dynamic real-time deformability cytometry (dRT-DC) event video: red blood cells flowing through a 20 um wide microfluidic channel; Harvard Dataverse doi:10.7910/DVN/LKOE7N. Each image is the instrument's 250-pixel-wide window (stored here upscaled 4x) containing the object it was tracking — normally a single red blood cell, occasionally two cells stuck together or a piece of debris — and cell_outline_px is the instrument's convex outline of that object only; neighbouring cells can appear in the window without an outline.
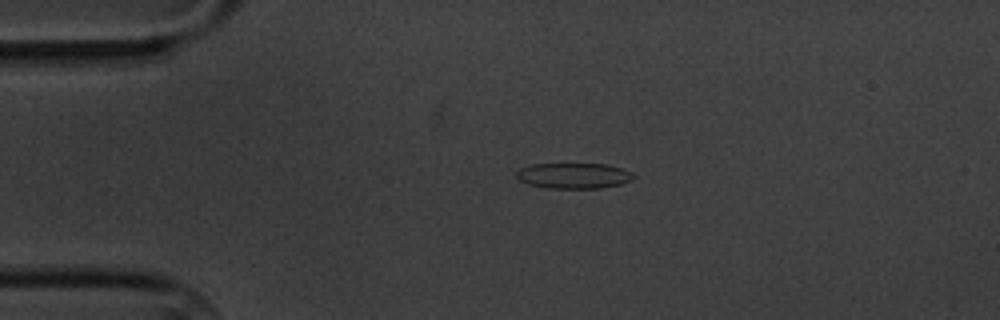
{"species": "common noctule bat (a hibernating species)", "species_latin": "Nyctalus noctula", "temperature_condition": "cold", "stored_images_in_passage": 2, "camera_frame_rate_fps": 3000, "um_per_image_px": 0.085, "animal": {"sex": "male", "body_mass_g": 20.1, "forearm_length_mm": 53.5}, "frame": {"image": 1, "passage_image": 1, "time_ms": 0.0, "image_size_px": [1000, 320], "cell_outline_px": [[636, 176], [632, 180], [624, 184], [600, 188], [544, 188], [528, 184], [520, 180], [516, 176], [516, 172], [520, 168], [532, 164], [608, 164], [632, 172]], "centroid_in_image_um": [48.79, 14.94], "position_along_channel_um": 36.2, "area_um2": 17.63}}